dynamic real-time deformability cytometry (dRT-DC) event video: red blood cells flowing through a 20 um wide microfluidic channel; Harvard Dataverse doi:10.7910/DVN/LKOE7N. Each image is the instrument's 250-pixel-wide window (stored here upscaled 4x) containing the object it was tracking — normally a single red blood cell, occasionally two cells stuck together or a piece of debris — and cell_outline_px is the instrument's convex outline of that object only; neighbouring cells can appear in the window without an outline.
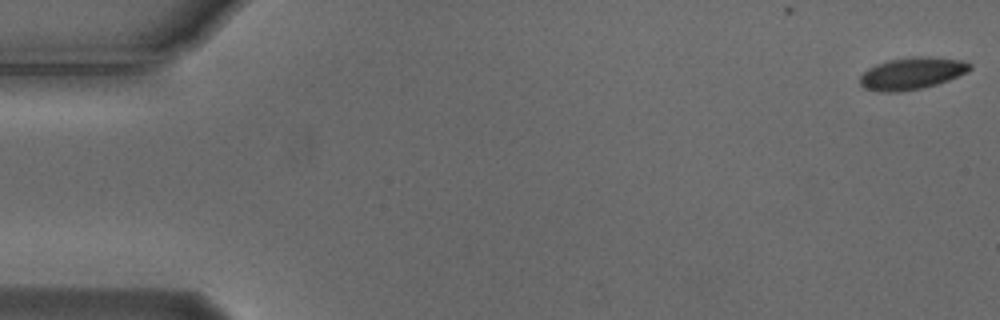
{"species": "Egyptian fruit bat (a non-hibernating species)", "species_latin": "Rousettus aegyptiacus", "temperature_condition": "cold", "stored_images_in_passage": 14, "camera_frame_rate_fps": 3000, "um_per_image_px": 0.085, "animal": {"sex": "male"}, "frame": {"image": 1, "passage_image": 1, "time_ms": 0.0, "image_size_px": [1000, 320], "cell_outline_px": [[972, 68], [968, 72], [948, 80], [936, 84], [920, 88], [900, 92], [880, 92], [864, 88], [860, 84], [860, 76], [868, 68], [876, 64], [888, 60], [912, 56], [928, 56], [964, 60], [972, 64]], "centroid_in_image_um": [77.52, 6.22], "position_along_channel_um": 7.5, "area_um2": 20.69}}